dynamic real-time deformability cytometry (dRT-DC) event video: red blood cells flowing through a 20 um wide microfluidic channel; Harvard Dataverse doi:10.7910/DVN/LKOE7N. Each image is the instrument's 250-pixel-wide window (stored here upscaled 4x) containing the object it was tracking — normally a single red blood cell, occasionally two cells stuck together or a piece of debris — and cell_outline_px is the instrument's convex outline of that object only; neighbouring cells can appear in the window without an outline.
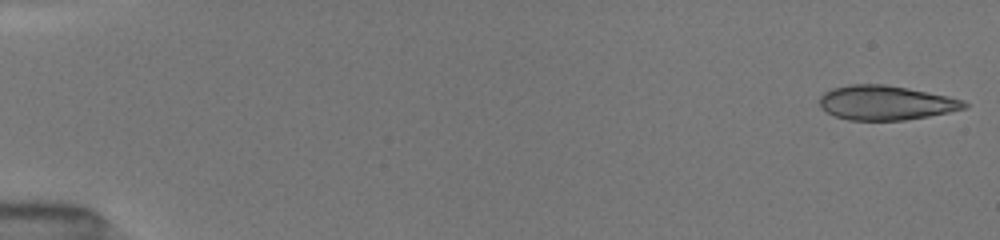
{"species": "common noctule bat (a hibernating species)", "species_latin": "Nyctalus noctula", "temperature_condition": "room temperature", "stored_images_in_passage": 24, "camera_frame_rate_fps": 3000, "um_per_image_px": 0.085, "animal": {"sex": "female", "body_mass_g": 19.5, "forearm_length_mm": 54.1}, "frame": {"image": 1, "passage_image": 1, "time_ms": 0.0, "image_size_px": [1000, 240], "cell_outline_px": [[968, 108], [928, 116], [904, 120], [848, 120], [836, 116], [820, 108], [820, 96], [824, 92], [832, 88], [848, 84], [884, 84], [908, 88], [948, 96], [964, 100], [968, 104]], "centroid_in_image_um": [75.29, 8.73], "position_along_channel_um": 9.7, "area_um2": 29.07}}
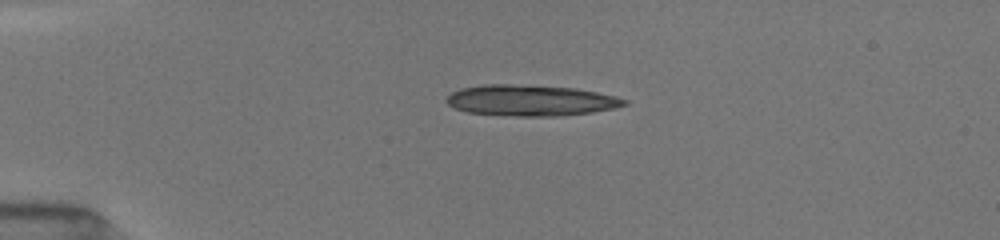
{"frame": {"image": 2, "passage_image": 12, "time_ms": 3.667, "image_size_px": [1000, 240], "cell_outline_px": [[628, 104], [612, 108], [592, 112], [560, 116], [516, 116], [468, 112], [456, 108], [448, 104], [444, 100], [452, 92], [460, 88], [484, 84], [512, 84], [576, 88], [616, 96], [628, 100]], "centroid_in_image_um": [45.1, 8.53], "position_along_channel_um": 39.9, "area_um2": 32.02}}